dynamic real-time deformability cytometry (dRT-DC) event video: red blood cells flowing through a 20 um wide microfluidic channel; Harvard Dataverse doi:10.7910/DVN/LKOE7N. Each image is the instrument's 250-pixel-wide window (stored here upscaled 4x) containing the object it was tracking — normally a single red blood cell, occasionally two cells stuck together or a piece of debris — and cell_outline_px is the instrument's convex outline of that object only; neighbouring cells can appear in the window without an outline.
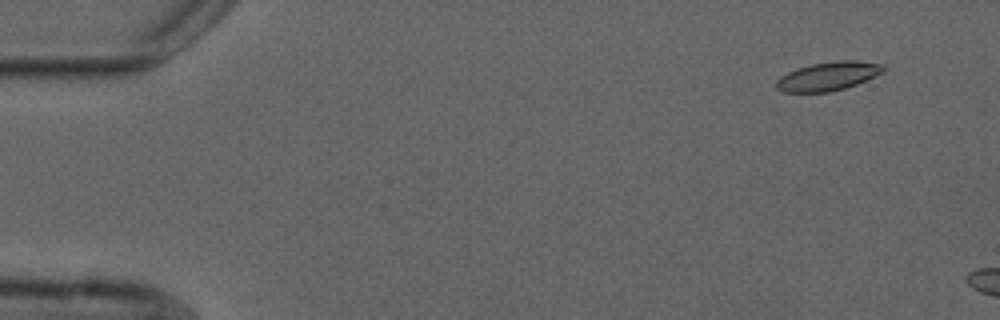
{"species": "common noctule bat (a hibernating species)", "species_latin": "Nyctalus noctula", "temperature_condition": "cold", "stored_images_in_passage": 3, "camera_frame_rate_fps": 3000, "um_per_image_px": 0.085, "animal": {"sex": "male", "forearm_length_mm": 52.5}, "frame": {"image": 1, "passage_image": 1, "time_ms": 0.0, "image_size_px": [1000, 320], "cell_outline_px": [[884, 72], [856, 84], [844, 88], [828, 92], [784, 92], [776, 88], [772, 84], [780, 76], [796, 68], [812, 64], [836, 60], [856, 60], [884, 64]], "centroid_in_image_um": [70.35, 6.47], "position_along_channel_um": 14.6, "area_um2": 18.03}}